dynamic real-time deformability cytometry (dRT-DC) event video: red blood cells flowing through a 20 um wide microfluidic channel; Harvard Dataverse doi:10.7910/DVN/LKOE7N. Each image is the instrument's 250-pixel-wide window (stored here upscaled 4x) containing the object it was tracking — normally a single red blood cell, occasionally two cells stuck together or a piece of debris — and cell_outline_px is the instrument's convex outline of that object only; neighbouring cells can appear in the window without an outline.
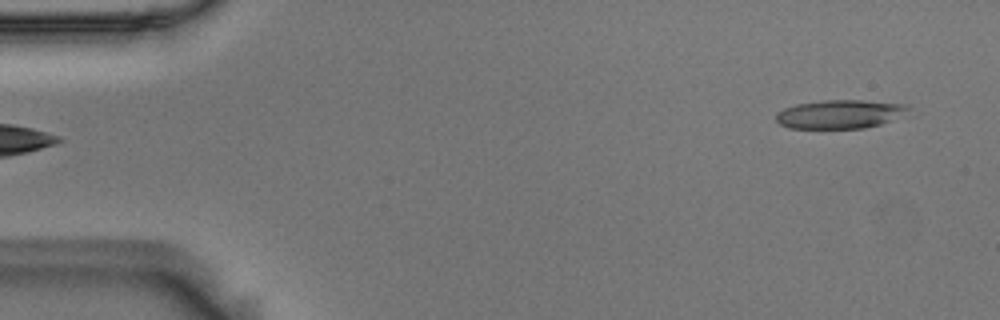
{"species": "Egyptian fruit bat (a non-hibernating species)", "species_latin": "Rousettus aegyptiacus", "temperature_condition": "room temperature", "stored_images_in_passage": 5, "segment_of_instrument_passage": [2, 2], "camera_frame_rate_fps": 3000, "um_per_image_px": 0.085, "animal": {"sex": "male"}, "frame": {"image": 1, "passage_image": 5, "time_ms": 1.333, "image_size_px": [1000, 320], "cell_outline_px": [[912, 108], [880, 124], [864, 128], [788, 128], [780, 124], [776, 120], [776, 112], [784, 108], [796, 104], [824, 100], [864, 100], [908, 104]], "centroid_in_image_um": [71.34, 9.69], "position_along_channel_um": 13.7, "area_um2": 21.91}}